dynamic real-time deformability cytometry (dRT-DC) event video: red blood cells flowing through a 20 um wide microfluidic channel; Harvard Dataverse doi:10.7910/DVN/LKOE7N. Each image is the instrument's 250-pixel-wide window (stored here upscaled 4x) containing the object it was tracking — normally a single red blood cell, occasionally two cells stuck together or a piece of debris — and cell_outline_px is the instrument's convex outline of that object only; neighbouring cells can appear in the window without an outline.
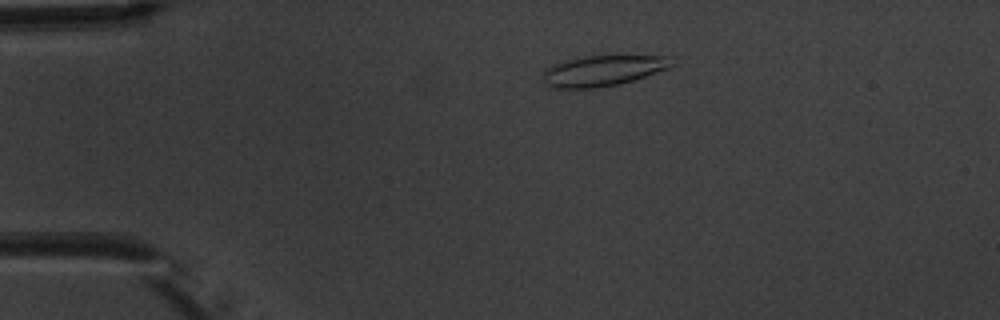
{"species": "common noctule bat (a hibernating species)", "species_latin": "Nyctalus noctula", "temperature_condition": "warm", "stored_images_in_passage": 7, "camera_frame_rate_fps": 3000, "um_per_image_px": 0.085, "animal": {"sex": "male", "body_mass_g": 20.1, "forearm_length_mm": 53.5}, "frame": {"image": 1, "passage_image": 4, "time_ms": 3.333, "image_size_px": [1000, 320], "cell_outline_px": [[672, 64], [668, 68], [620, 84], [592, 88], [548, 88], [540, 76], [544, 68], [552, 64], [584, 56], [672, 56]], "centroid_in_image_um": [51.15, 6.01], "position_along_channel_um": 33.9, "area_um2": 23.0}}